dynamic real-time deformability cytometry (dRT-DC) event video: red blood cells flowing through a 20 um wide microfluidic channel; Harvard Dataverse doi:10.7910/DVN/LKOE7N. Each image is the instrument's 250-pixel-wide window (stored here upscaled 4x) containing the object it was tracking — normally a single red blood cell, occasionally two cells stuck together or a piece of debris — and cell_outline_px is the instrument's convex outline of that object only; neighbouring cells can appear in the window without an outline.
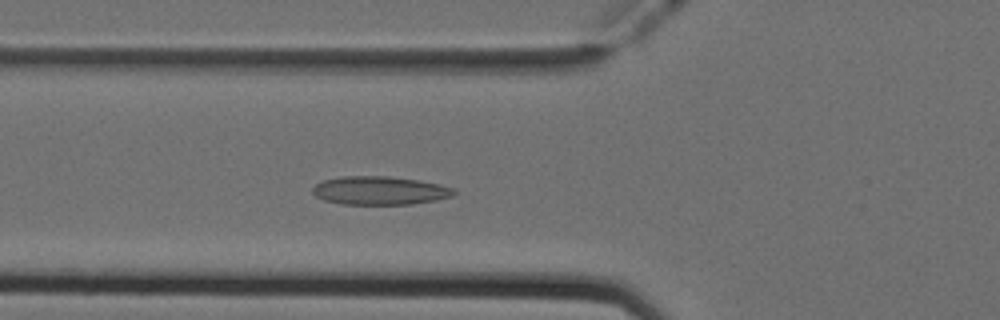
{"species": "Egyptian fruit bat (a non-hibernating species)", "species_latin": "Rousettus aegyptiacus", "temperature_condition": "cold", "stored_images_in_passage": 39, "camera_frame_rate_fps": 3000, "um_per_image_px": 0.085, "animal": {"sex": "female"}, "frame": {"image": 1, "passage_image": 6, "time_ms": 1.667, "image_size_px": [1000, 320], "cell_outline_px": [[456, 192], [452, 196], [436, 200], [412, 204], [340, 204], [324, 200], [316, 196], [312, 192], [312, 188], [316, 184], [324, 180], [340, 176], [388, 176], [420, 180], [440, 184], [456, 188]], "centroid_in_image_um": [32.3, 16.19], "position_along_channel_um": 93.5, "area_um2": 23.58}}
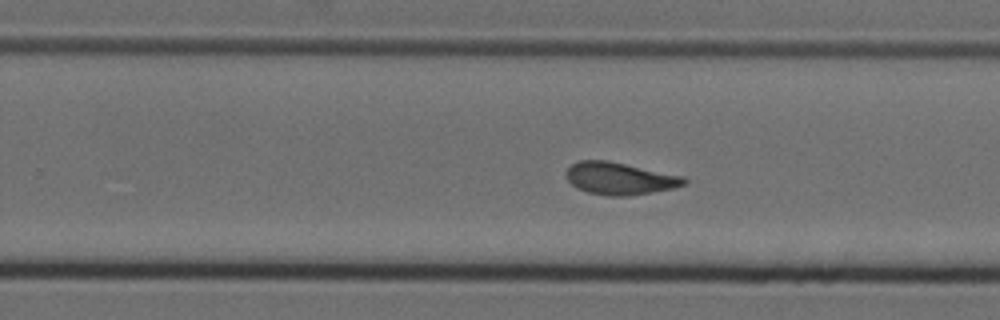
{"frame": {"image": 2, "passage_image": 20, "time_ms": 6.333, "image_size_px": [1000, 320], "cell_outline_px": [[688, 180], [684, 184], [672, 188], [632, 196], [608, 196], [588, 192], [576, 188], [564, 176], [564, 172], [572, 164], [580, 160], [608, 160], [684, 176]], "centroid_in_image_um": [52.65, 15.17], "position_along_channel_um": 277.2, "area_um2": 22.31}}
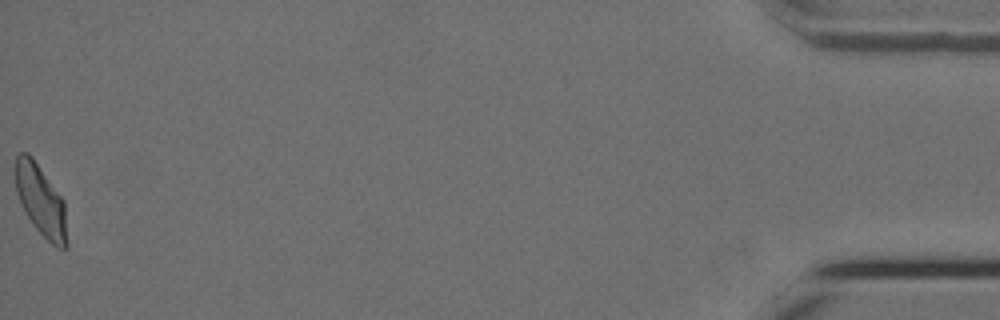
{"frame": {"image": 3, "passage_image": 39, "time_ms": 12.667, "image_size_px": [1000, 320], "cell_outline_px": [[68, 248], [56, 248], [32, 224], [24, 212], [20, 204], [16, 192], [16, 156], [20, 152], [28, 152], [32, 156], [64, 200], [68, 244]], "centroid_in_image_um": [3.48, 17.06], "position_along_channel_um": 431.7, "area_um2": 21.5}, "authors_computed_cell_mechanics": {"area_um2": 21.675, "velocity_mm_per_s": 3.9318, "shape_relaxation_time_tau1_ms": 9.1745, "shape_relaxation_time_tau2_ms": 1.6569, "deformation_change_tau1": 0.2112, "deformation_change_tau2": 0.0743}}